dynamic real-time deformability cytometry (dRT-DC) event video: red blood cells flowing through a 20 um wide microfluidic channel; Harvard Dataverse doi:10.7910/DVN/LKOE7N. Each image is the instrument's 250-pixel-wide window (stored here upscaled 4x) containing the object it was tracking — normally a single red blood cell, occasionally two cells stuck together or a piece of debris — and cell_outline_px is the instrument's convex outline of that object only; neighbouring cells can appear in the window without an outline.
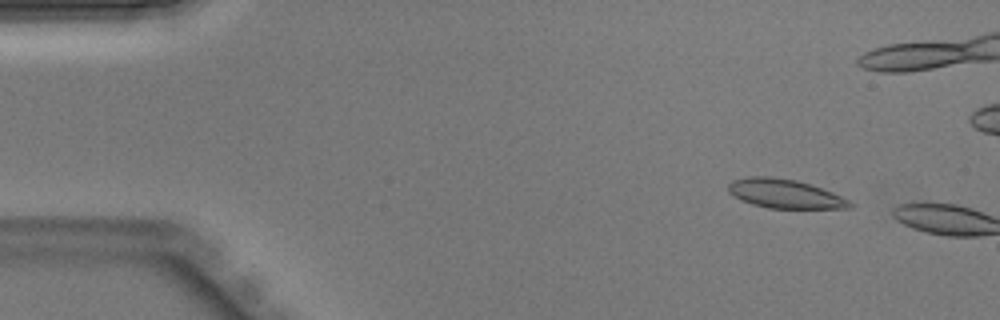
{"species": "Egyptian fruit bat (a non-hibernating species)", "species_latin": "Rousettus aegyptiacus", "temperature_condition": "warm", "stored_images_in_passage": 8, "camera_frame_rate_fps": 3000, "um_per_image_px": 0.085, "animal": {"sex": "male"}, "frame": {"image": 1, "passage_image": 5, "time_ms": 1.333, "image_size_px": [1000, 320], "cell_outline_px": [[856, 204], [852, 208], [768, 208], [752, 204], [740, 200], [728, 192], [728, 184], [732, 180], [748, 176], [772, 176], [796, 180], [832, 192]], "centroid_in_image_um": [66.68, 16.46], "position_along_channel_um": 18.3, "area_um2": 20.58}}